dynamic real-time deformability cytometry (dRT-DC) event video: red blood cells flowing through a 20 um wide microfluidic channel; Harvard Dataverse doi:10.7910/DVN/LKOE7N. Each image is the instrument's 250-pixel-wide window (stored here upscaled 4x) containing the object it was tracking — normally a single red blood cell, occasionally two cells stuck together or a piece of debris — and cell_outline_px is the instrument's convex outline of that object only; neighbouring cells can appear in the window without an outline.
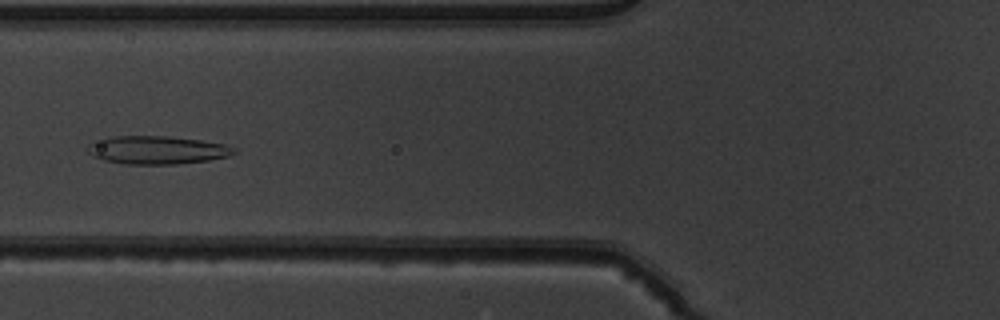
{"species": "common noctule bat (a hibernating species)", "species_latin": "Nyctalus noctula", "temperature_condition": "warm", "stored_images_in_passage": 37, "camera_frame_rate_fps": 3000, "um_per_image_px": 0.085, "animal": {"sex": "male", "body_mass_g": 19.5, "forearm_length_mm": 54.6}, "frame": {"image": 1, "passage_image": 6, "time_ms": 1.667, "image_size_px": [1000, 320], "cell_outline_px": [[236, 152], [228, 156], [208, 160], [176, 164], [124, 164], [104, 160], [92, 156], [88, 152], [88, 144], [92, 140], [116, 136], [168, 136], [200, 140], [228, 144], [236, 148]], "centroid_in_image_um": [13.34, 12.74], "position_along_channel_um": 112.5, "area_um2": 24.16}}
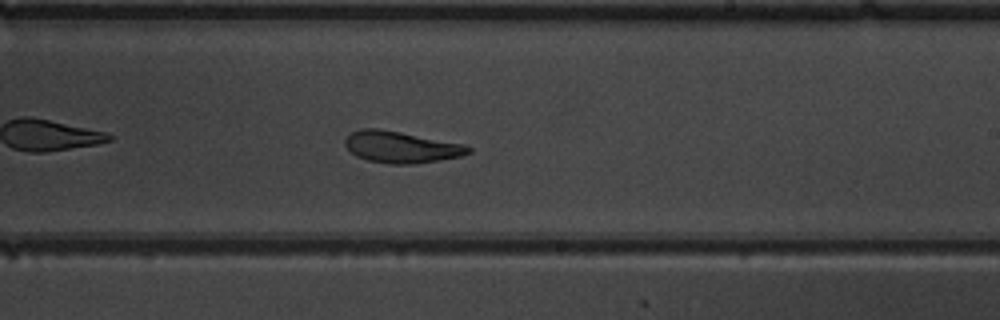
{"frame": {"image": 2, "passage_image": 17, "time_ms": 5.333, "image_size_px": [1000, 320], "cell_outline_px": [[472, 152], [460, 156], [416, 164], [388, 164], [368, 160], [356, 156], [344, 144], [344, 140], [352, 132], [360, 128], [376, 128], [400, 132], [464, 144], [472, 148]], "centroid_in_image_um": [34.09, 12.5], "position_along_channel_um": 254.9, "area_um2": 22.54}}
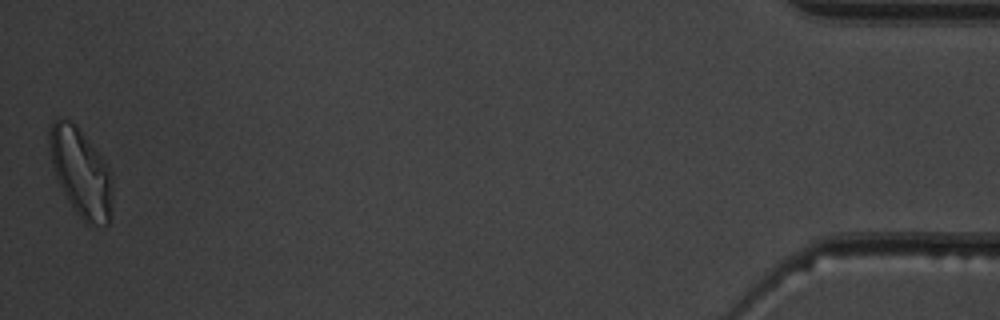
{"frame": {"image": 3, "passage_image": 37, "time_ms": 12.0, "image_size_px": [1000, 320], "cell_outline_px": [[112, 216], [108, 224], [88, 224], [76, 212], [68, 200], [56, 176], [48, 152], [48, 132], [52, 124], [56, 120], [68, 120], [76, 124], [108, 164], [112, 184]], "centroid_in_image_um": [6.89, 14.65], "position_along_channel_um": 428.3, "area_um2": 32.31}, "authors_computed_cell_mechanics": {"area_um2": 23.0622, "velocity_mm_per_s": 3.891, "shape_relaxation_time_tau1_ms": null, "shape_relaxation_time_tau2_ms": 3.0359, "deformation_change_tau1": null, "deformation_change_tau2": 0.1075}}